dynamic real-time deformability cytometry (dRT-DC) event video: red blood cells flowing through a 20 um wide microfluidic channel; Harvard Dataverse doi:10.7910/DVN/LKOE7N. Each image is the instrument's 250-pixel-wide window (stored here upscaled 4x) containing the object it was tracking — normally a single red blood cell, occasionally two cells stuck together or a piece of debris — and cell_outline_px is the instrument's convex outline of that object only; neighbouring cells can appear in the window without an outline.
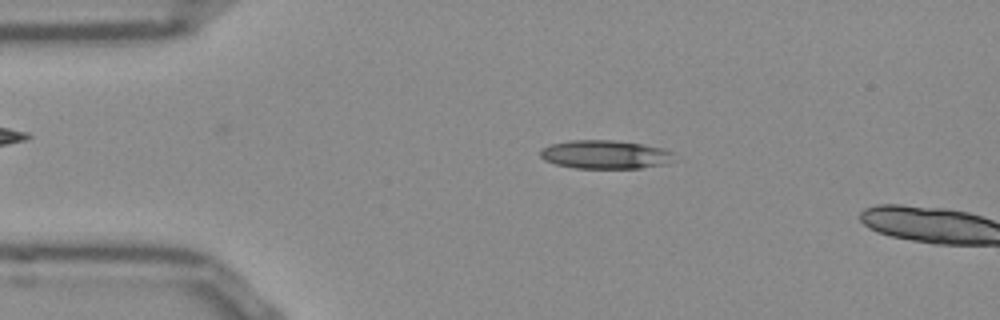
{"species": "Egyptian fruit bat (a non-hibernating species)", "species_latin": "Rousettus aegyptiacus", "temperature_condition": "room temperature", "stored_images_in_passage": 12, "camera_frame_rate_fps": 3000, "um_per_image_px": 0.085, "frame": {"image": 1, "passage_image": 9, "time_ms": 2.667, "image_size_px": [1000, 320], "cell_outline_px": [[672, 152], [668, 164], [640, 168], [576, 168], [556, 164], [544, 160], [540, 156], [540, 148], [548, 144], [568, 140], [612, 140], [644, 144], [664, 148]], "centroid_in_image_um": [51.38, 13.12], "position_along_channel_um": 33.6, "area_um2": 22.37}}